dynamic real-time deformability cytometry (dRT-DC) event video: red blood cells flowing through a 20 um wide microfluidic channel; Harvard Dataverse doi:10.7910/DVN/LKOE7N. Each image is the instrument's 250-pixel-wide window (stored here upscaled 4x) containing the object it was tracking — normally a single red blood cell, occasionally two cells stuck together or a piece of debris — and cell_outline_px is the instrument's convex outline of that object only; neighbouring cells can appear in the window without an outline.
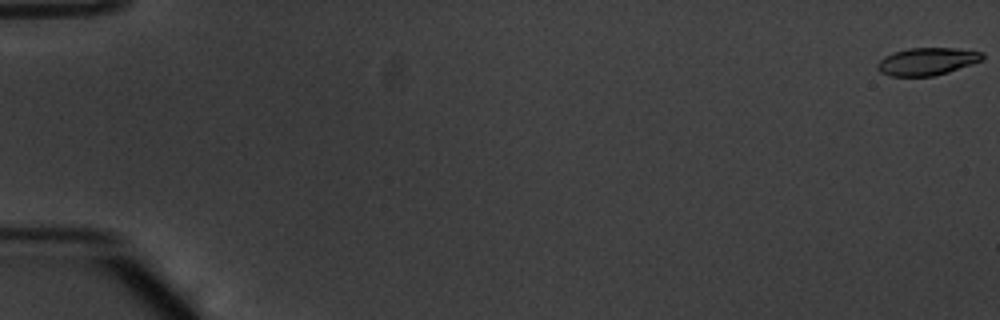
{"species": "common noctule bat (a hibernating species)", "species_latin": "Nyctalus noctula", "temperature_condition": "warm", "stored_images_in_passage": 55, "camera_frame_rate_fps": 3000, "um_per_image_px": 0.085, "animal": {"sex": "male", "body_mass_g": 20.1, "forearm_length_mm": 53.5}, "frame": {"image": 1, "passage_image": 1, "time_ms": 0.0, "image_size_px": [1000, 320], "cell_outline_px": [[984, 60], [948, 72], [932, 76], [888, 76], [880, 72], [876, 68], [876, 64], [884, 56], [892, 52], [908, 48], [952, 48], [984, 52]], "centroid_in_image_um": [78.78, 5.22], "position_along_channel_um": 6.2, "area_um2": 16.99}}
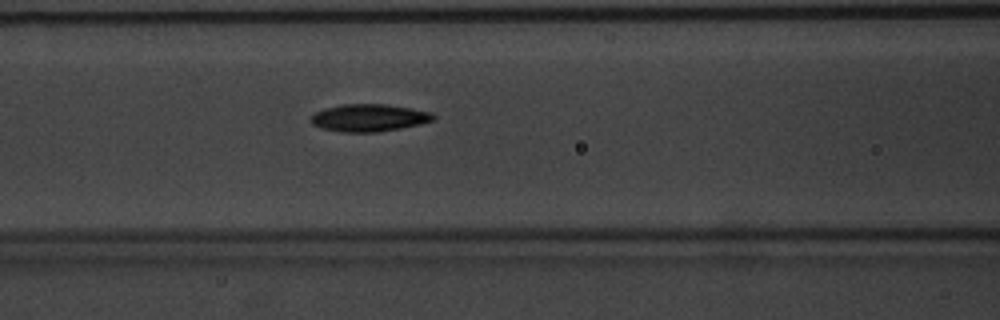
{"frame": {"image": 2, "passage_image": 25, "time_ms": 8.0, "image_size_px": [1000, 320], "cell_outline_px": [[436, 120], [420, 124], [380, 132], [340, 132], [320, 128], [312, 124], [308, 120], [308, 116], [324, 108], [340, 104], [384, 104], [412, 108], [432, 112], [436, 116]], "centroid_in_image_um": [31.34, 10.01], "position_along_channel_um": 135.3, "area_um2": 19.94}}
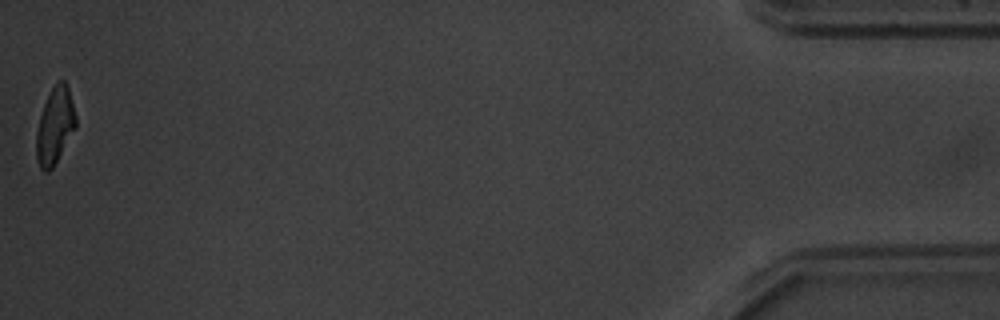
{"frame": {"image": 3, "passage_image": 55, "time_ms": 18.0, "image_size_px": [1000, 320], "cell_outline_px": [[76, 128], [52, 168], [48, 172], [44, 172], [40, 168], [36, 160], [36, 132], [40, 116], [44, 104], [52, 88], [60, 80], [64, 80], [68, 88], [76, 116]], "centroid_in_image_um": [4.66, 10.73], "position_along_channel_um": 430.5, "area_um2": 17.4}, "authors_computed_cell_mechanics": {"area_um2": 18.6116, "velocity_mm_per_s": 3.8279, "shape_relaxation_time_tau1_ms": 4.3338, "shape_relaxation_time_tau2_ms": 3.7178, "deformation_change_tau1": 0.1655, "deformation_change_tau2": 0.11}}